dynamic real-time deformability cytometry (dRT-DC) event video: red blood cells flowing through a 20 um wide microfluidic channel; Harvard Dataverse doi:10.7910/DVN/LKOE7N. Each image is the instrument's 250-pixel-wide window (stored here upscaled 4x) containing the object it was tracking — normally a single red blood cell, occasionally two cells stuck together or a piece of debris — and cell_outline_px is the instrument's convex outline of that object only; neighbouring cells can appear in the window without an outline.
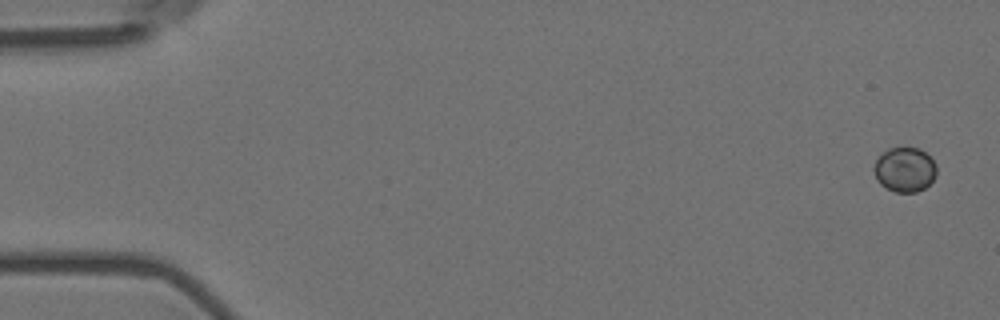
{"species": "Egyptian fruit bat (a non-hibernating species)", "species_latin": "Rousettus aegyptiacus", "temperature_condition": "room temperature", "stored_images_in_passage": 15, "camera_frame_rate_fps": 3000, "um_per_image_px": 0.085, "animal": {"sex": "female"}, "frame": {"image": 1, "passage_image": 1, "time_ms": 0.0, "image_size_px": [1000, 320], "cell_outline_px": [[936, 176], [924, 188], [916, 192], [896, 192], [880, 184], [876, 180], [872, 168], [876, 160], [888, 148], [920, 148], [936, 164]], "centroid_in_image_um": [76.88, 14.42], "position_along_channel_um": 8.1, "area_um2": 16.18}}
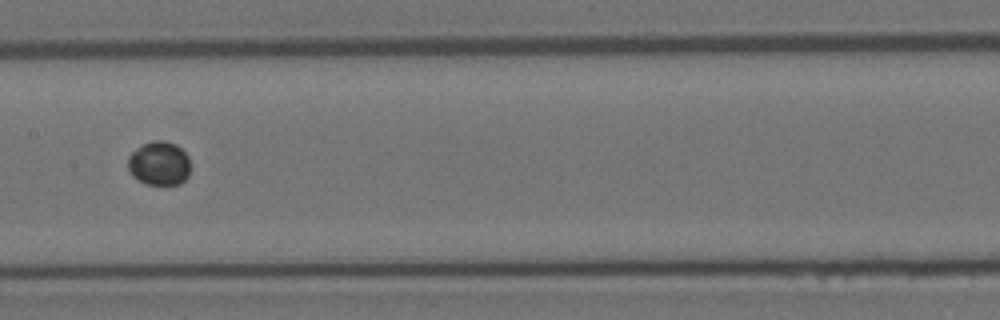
{"frame": {"image": 2, "passage_image": 8, "time_ms": 2.333, "image_size_px": [1000, 320], "cell_outline_px": [[188, 176], [180, 184], [148, 184], [132, 176], [128, 168], [128, 156], [136, 148], [152, 140], [164, 140], [176, 144], [188, 156]], "centroid_in_image_um": [13.51, 13.87], "position_along_channel_um": 193.9, "area_um2": 15.84}}
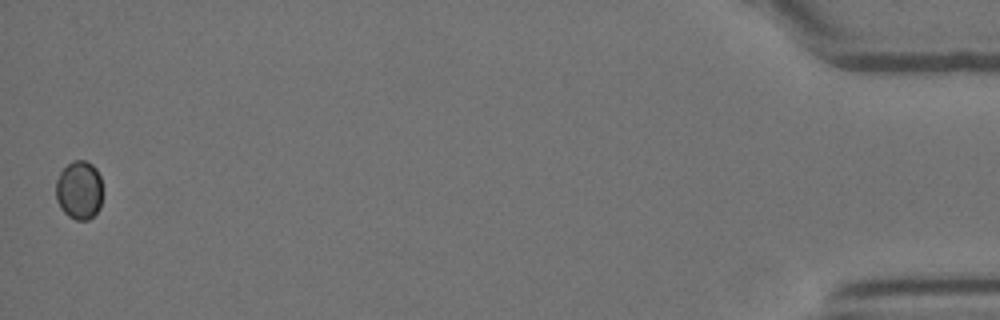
{"frame": {"image": 3, "passage_image": 15, "time_ms": 4.667, "image_size_px": [1000, 320], "cell_outline_px": [[100, 208], [88, 220], [76, 220], [68, 216], [60, 208], [56, 200], [56, 180], [60, 172], [72, 160], [84, 160], [92, 164], [96, 168], [100, 176]], "centroid_in_image_um": [6.7, 16.16], "position_along_channel_um": 428.5, "area_um2": 15.9}}